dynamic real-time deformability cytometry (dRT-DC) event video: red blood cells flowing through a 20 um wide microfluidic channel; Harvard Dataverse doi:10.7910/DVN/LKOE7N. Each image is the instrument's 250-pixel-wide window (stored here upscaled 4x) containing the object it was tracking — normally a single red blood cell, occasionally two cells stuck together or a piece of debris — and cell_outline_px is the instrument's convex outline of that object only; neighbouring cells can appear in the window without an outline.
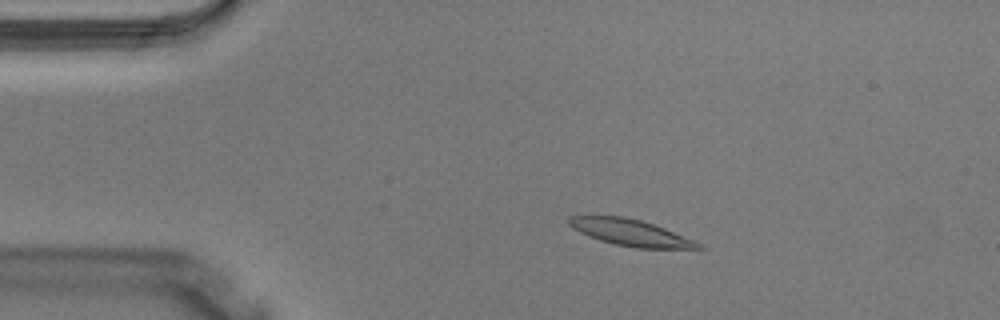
{"species": "Egyptian fruit bat (a non-hibernating species)", "species_latin": "Rousettus aegyptiacus", "temperature_condition": "warm", "stored_images_in_passage": 3, "camera_frame_rate_fps": 3000, "um_per_image_px": 0.085, "animal": {"sex": "male"}, "frame": {"image": 1, "passage_image": 1, "time_ms": 0.0, "image_size_px": [1000, 320], "cell_outline_px": [[704, 248], [636, 248], [616, 244], [600, 240], [588, 236], [572, 228], [568, 224], [568, 216], [624, 216], [640, 220], [664, 228], [704, 244]], "centroid_in_image_um": [53.59, 19.77], "position_along_channel_um": 31.4, "area_um2": 19.71}}